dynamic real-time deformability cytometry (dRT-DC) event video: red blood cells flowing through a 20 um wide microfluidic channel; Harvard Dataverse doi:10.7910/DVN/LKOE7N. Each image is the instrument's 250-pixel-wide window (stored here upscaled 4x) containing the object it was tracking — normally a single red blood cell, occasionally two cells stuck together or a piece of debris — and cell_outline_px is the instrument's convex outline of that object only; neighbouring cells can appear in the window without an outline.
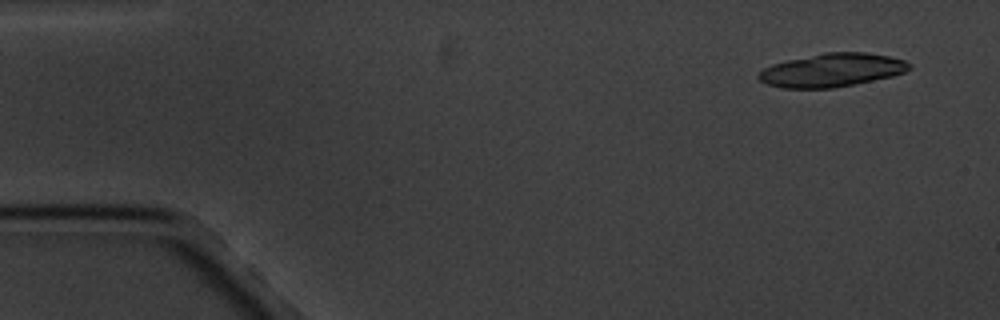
{"species": "common noctule bat (a hibernating species)", "species_latin": "Nyctalus noctula", "temperature_condition": "cold", "stored_images_in_passage": 5, "camera_frame_rate_fps": 3000, "um_per_image_px": 0.085, "animal": {"sex": "male", "body_mass_g": 20.1, "forearm_length_mm": 53.5}, "frame": {"image": 1, "passage_image": 1, "time_ms": 0.0, "image_size_px": [1000, 320], "cell_outline_px": [[912, 68], [904, 72], [892, 76], [856, 84], [832, 88], [780, 88], [768, 84], [760, 80], [756, 76], [764, 68], [772, 64], [788, 60], [824, 52], [864, 52], [888, 56], [904, 60], [912, 64]], "centroid_in_image_um": [70.72, 5.96], "position_along_channel_um": 14.3, "area_um2": 29.3}}